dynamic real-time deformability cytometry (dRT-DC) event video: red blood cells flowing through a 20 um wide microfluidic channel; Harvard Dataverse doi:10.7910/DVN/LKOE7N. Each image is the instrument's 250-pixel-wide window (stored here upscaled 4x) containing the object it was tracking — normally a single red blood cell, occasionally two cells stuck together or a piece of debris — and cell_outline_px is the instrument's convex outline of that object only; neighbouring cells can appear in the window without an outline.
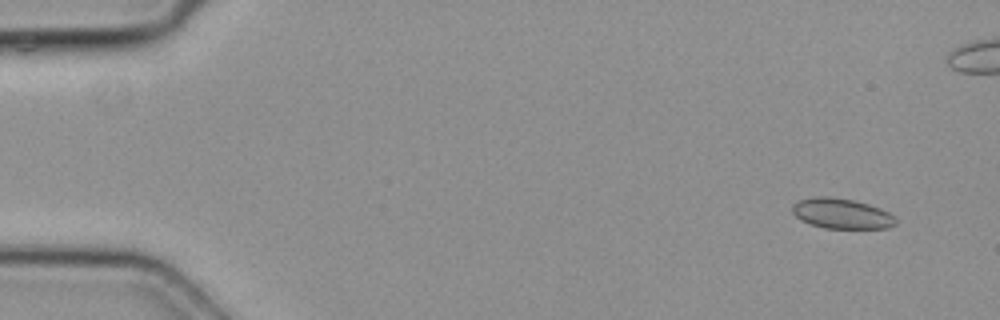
{"species": "common noctule bat (a hibernating species)", "species_latin": "Nyctalus noctula", "temperature_condition": "cold", "stored_images_in_passage": 4, "camera_frame_rate_fps": 3000, "um_per_image_px": 0.085, "animal": {"sex": "female", "body_mass_g": 19.3, "forearm_length_mm": 54.1}, "frame": {"image": 1, "passage_image": 4, "time_ms": 1.0, "image_size_px": [1000, 320], "cell_outline_px": [[896, 224], [888, 228], [824, 228], [800, 220], [792, 212], [792, 204], [800, 200], [812, 196], [828, 196], [852, 200], [868, 204], [880, 208], [888, 212], [896, 220]], "centroid_in_image_um": [71.51, 18.15], "position_along_channel_um": 13.5, "area_um2": 18.15}}